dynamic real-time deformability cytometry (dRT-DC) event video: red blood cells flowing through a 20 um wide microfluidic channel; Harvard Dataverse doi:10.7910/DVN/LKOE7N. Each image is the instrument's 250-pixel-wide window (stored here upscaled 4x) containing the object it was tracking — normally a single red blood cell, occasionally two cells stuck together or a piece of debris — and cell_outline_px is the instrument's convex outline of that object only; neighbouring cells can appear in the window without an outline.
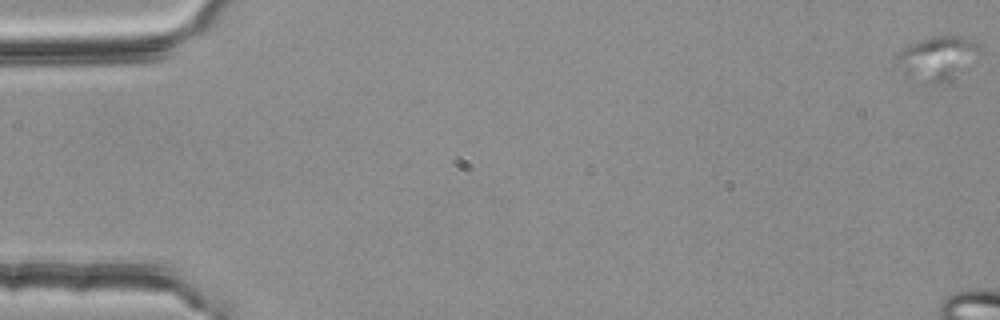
{"species": "common noctule bat (a hibernating species)", "species_latin": "Nyctalus noctula", "temperature_condition": "room temperature", "stored_images_in_passage": 14, "camera_frame_rate_fps": 3000, "um_per_image_px": 0.085, "animal": {"sex": "female", "body_mass_g": 25.1}, "frame": {"image": 1, "passage_image": 1, "time_ms": 0.0, "image_size_px": [1000, 320], "cell_outline_px": [[984, 52], [948, 84], [940, 88], [908, 84], [904, 80], [892, 60], [908, 44], [932, 36], [960, 36], [976, 40], [980, 44]], "centroid_in_image_um": [79.61, 5.09], "position_along_channel_um": 5.4, "area_um2": 23.76}}